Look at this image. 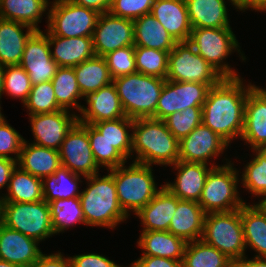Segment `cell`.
<instances>
[{"mask_svg":"<svg viewBox=\"0 0 266 267\" xmlns=\"http://www.w3.org/2000/svg\"><path fill=\"white\" fill-rule=\"evenodd\" d=\"M241 77L223 78L212 86L202 106V123L223 138L229 145L241 137L244 128L245 104L248 92Z\"/></svg>","mask_w":266,"mask_h":267,"instance_id":"obj_1","label":"cell"},{"mask_svg":"<svg viewBox=\"0 0 266 267\" xmlns=\"http://www.w3.org/2000/svg\"><path fill=\"white\" fill-rule=\"evenodd\" d=\"M135 152V153H134ZM132 162L145 165L172 166L179 158V140L168 130L164 120H133Z\"/></svg>","mask_w":266,"mask_h":267,"instance_id":"obj_2","label":"cell"},{"mask_svg":"<svg viewBox=\"0 0 266 267\" xmlns=\"http://www.w3.org/2000/svg\"><path fill=\"white\" fill-rule=\"evenodd\" d=\"M86 177L88 184L79 196L86 226L115 229L128 216L120 207L113 175ZM100 176V177H99Z\"/></svg>","mask_w":266,"mask_h":267,"instance_id":"obj_3","label":"cell"},{"mask_svg":"<svg viewBox=\"0 0 266 267\" xmlns=\"http://www.w3.org/2000/svg\"><path fill=\"white\" fill-rule=\"evenodd\" d=\"M166 79L133 73L113 79L123 111L130 119L154 118Z\"/></svg>","mask_w":266,"mask_h":267,"instance_id":"obj_4","label":"cell"},{"mask_svg":"<svg viewBox=\"0 0 266 267\" xmlns=\"http://www.w3.org/2000/svg\"><path fill=\"white\" fill-rule=\"evenodd\" d=\"M107 171L114 177L117 199L127 216L131 211L137 214L159 191L150 165L133 162Z\"/></svg>","mask_w":266,"mask_h":267,"instance_id":"obj_5","label":"cell"},{"mask_svg":"<svg viewBox=\"0 0 266 267\" xmlns=\"http://www.w3.org/2000/svg\"><path fill=\"white\" fill-rule=\"evenodd\" d=\"M188 42L224 78L241 77L235 69L224 62L233 51L239 53L241 60H246L232 28L192 29Z\"/></svg>","mask_w":266,"mask_h":267,"instance_id":"obj_6","label":"cell"},{"mask_svg":"<svg viewBox=\"0 0 266 267\" xmlns=\"http://www.w3.org/2000/svg\"><path fill=\"white\" fill-rule=\"evenodd\" d=\"M225 160L226 164L213 167L207 175L198 202L206 214L234 211L246 203L239 197V171L230 160Z\"/></svg>","mask_w":266,"mask_h":267,"instance_id":"obj_7","label":"cell"},{"mask_svg":"<svg viewBox=\"0 0 266 267\" xmlns=\"http://www.w3.org/2000/svg\"><path fill=\"white\" fill-rule=\"evenodd\" d=\"M0 222L39 243L55 235L50 208L45 200L32 203L1 202Z\"/></svg>","mask_w":266,"mask_h":267,"instance_id":"obj_8","label":"cell"},{"mask_svg":"<svg viewBox=\"0 0 266 267\" xmlns=\"http://www.w3.org/2000/svg\"><path fill=\"white\" fill-rule=\"evenodd\" d=\"M201 239L233 261L245 256L246 245L241 220V208L230 212L206 214Z\"/></svg>","mask_w":266,"mask_h":267,"instance_id":"obj_9","label":"cell"},{"mask_svg":"<svg viewBox=\"0 0 266 267\" xmlns=\"http://www.w3.org/2000/svg\"><path fill=\"white\" fill-rule=\"evenodd\" d=\"M47 15V28L52 35L65 38L92 37L100 13L71 0H53Z\"/></svg>","mask_w":266,"mask_h":267,"instance_id":"obj_10","label":"cell"},{"mask_svg":"<svg viewBox=\"0 0 266 267\" xmlns=\"http://www.w3.org/2000/svg\"><path fill=\"white\" fill-rule=\"evenodd\" d=\"M224 77L205 61L188 42H177L169 52L168 74L166 80L176 82H197L210 87L218 84Z\"/></svg>","mask_w":266,"mask_h":267,"instance_id":"obj_11","label":"cell"},{"mask_svg":"<svg viewBox=\"0 0 266 267\" xmlns=\"http://www.w3.org/2000/svg\"><path fill=\"white\" fill-rule=\"evenodd\" d=\"M61 165L83 178L99 174L88 137V124L77 122L67 133L59 149Z\"/></svg>","mask_w":266,"mask_h":267,"instance_id":"obj_12","label":"cell"},{"mask_svg":"<svg viewBox=\"0 0 266 267\" xmlns=\"http://www.w3.org/2000/svg\"><path fill=\"white\" fill-rule=\"evenodd\" d=\"M210 88L203 83L166 80L158 99L154 119L164 120L177 111L191 106H203Z\"/></svg>","mask_w":266,"mask_h":267,"instance_id":"obj_13","label":"cell"},{"mask_svg":"<svg viewBox=\"0 0 266 267\" xmlns=\"http://www.w3.org/2000/svg\"><path fill=\"white\" fill-rule=\"evenodd\" d=\"M95 55L104 57L109 52L125 46H134L133 20L112 15L100 14L93 33Z\"/></svg>","mask_w":266,"mask_h":267,"instance_id":"obj_14","label":"cell"},{"mask_svg":"<svg viewBox=\"0 0 266 267\" xmlns=\"http://www.w3.org/2000/svg\"><path fill=\"white\" fill-rule=\"evenodd\" d=\"M73 113L62 109L53 113L28 115L35 138L32 143L59 151L67 133L78 122V114Z\"/></svg>","mask_w":266,"mask_h":267,"instance_id":"obj_15","label":"cell"},{"mask_svg":"<svg viewBox=\"0 0 266 267\" xmlns=\"http://www.w3.org/2000/svg\"><path fill=\"white\" fill-rule=\"evenodd\" d=\"M228 146L223 138L201 123L179 140L178 160L208 164L210 159L221 156Z\"/></svg>","mask_w":266,"mask_h":267,"instance_id":"obj_16","label":"cell"},{"mask_svg":"<svg viewBox=\"0 0 266 267\" xmlns=\"http://www.w3.org/2000/svg\"><path fill=\"white\" fill-rule=\"evenodd\" d=\"M83 98L88 107L81 106V115H78L80 123L92 125L100 121L126 117L113 82L98 91L87 93Z\"/></svg>","mask_w":266,"mask_h":267,"instance_id":"obj_17","label":"cell"},{"mask_svg":"<svg viewBox=\"0 0 266 267\" xmlns=\"http://www.w3.org/2000/svg\"><path fill=\"white\" fill-rule=\"evenodd\" d=\"M209 164L178 160L173 165L178 171L175 181L166 182L164 186L179 199L199 202L208 173L213 167L221 166Z\"/></svg>","mask_w":266,"mask_h":267,"instance_id":"obj_18","label":"cell"},{"mask_svg":"<svg viewBox=\"0 0 266 267\" xmlns=\"http://www.w3.org/2000/svg\"><path fill=\"white\" fill-rule=\"evenodd\" d=\"M39 242L0 222V259L20 267H31L42 254Z\"/></svg>","mask_w":266,"mask_h":267,"instance_id":"obj_19","label":"cell"},{"mask_svg":"<svg viewBox=\"0 0 266 267\" xmlns=\"http://www.w3.org/2000/svg\"><path fill=\"white\" fill-rule=\"evenodd\" d=\"M150 13L176 42L189 40L192 26L185 0H154Z\"/></svg>","mask_w":266,"mask_h":267,"instance_id":"obj_20","label":"cell"},{"mask_svg":"<svg viewBox=\"0 0 266 267\" xmlns=\"http://www.w3.org/2000/svg\"><path fill=\"white\" fill-rule=\"evenodd\" d=\"M43 33L48 37L51 56L59 67L73 68L95 56L92 37L65 38L54 36L48 30Z\"/></svg>","mask_w":266,"mask_h":267,"instance_id":"obj_21","label":"cell"},{"mask_svg":"<svg viewBox=\"0 0 266 267\" xmlns=\"http://www.w3.org/2000/svg\"><path fill=\"white\" fill-rule=\"evenodd\" d=\"M177 203L178 197L160 185L153 199L135 214L141 220L142 231H168Z\"/></svg>","mask_w":266,"mask_h":267,"instance_id":"obj_22","label":"cell"},{"mask_svg":"<svg viewBox=\"0 0 266 267\" xmlns=\"http://www.w3.org/2000/svg\"><path fill=\"white\" fill-rule=\"evenodd\" d=\"M241 140L250 145L251 150L266 145V100L252 88L245 104L244 128Z\"/></svg>","mask_w":266,"mask_h":267,"instance_id":"obj_23","label":"cell"},{"mask_svg":"<svg viewBox=\"0 0 266 267\" xmlns=\"http://www.w3.org/2000/svg\"><path fill=\"white\" fill-rule=\"evenodd\" d=\"M205 215L198 202L178 198L177 209L168 231L186 242L200 240L203 236Z\"/></svg>","mask_w":266,"mask_h":267,"instance_id":"obj_24","label":"cell"},{"mask_svg":"<svg viewBox=\"0 0 266 267\" xmlns=\"http://www.w3.org/2000/svg\"><path fill=\"white\" fill-rule=\"evenodd\" d=\"M35 32L26 24L0 19V64L19 65L26 42Z\"/></svg>","mask_w":266,"mask_h":267,"instance_id":"obj_25","label":"cell"},{"mask_svg":"<svg viewBox=\"0 0 266 267\" xmlns=\"http://www.w3.org/2000/svg\"><path fill=\"white\" fill-rule=\"evenodd\" d=\"M235 7L234 0H228ZM192 29L231 28L225 0H185Z\"/></svg>","mask_w":266,"mask_h":267,"instance_id":"obj_26","label":"cell"},{"mask_svg":"<svg viewBox=\"0 0 266 267\" xmlns=\"http://www.w3.org/2000/svg\"><path fill=\"white\" fill-rule=\"evenodd\" d=\"M17 166L37 178L55 173L61 166L59 151L23 141Z\"/></svg>","mask_w":266,"mask_h":267,"instance_id":"obj_27","label":"cell"},{"mask_svg":"<svg viewBox=\"0 0 266 267\" xmlns=\"http://www.w3.org/2000/svg\"><path fill=\"white\" fill-rule=\"evenodd\" d=\"M137 244L142 255L182 261L187 242L169 231H142Z\"/></svg>","mask_w":266,"mask_h":267,"instance_id":"obj_28","label":"cell"},{"mask_svg":"<svg viewBox=\"0 0 266 267\" xmlns=\"http://www.w3.org/2000/svg\"><path fill=\"white\" fill-rule=\"evenodd\" d=\"M134 23V47H146L171 52L177 43L166 29L149 13Z\"/></svg>","mask_w":266,"mask_h":267,"instance_id":"obj_29","label":"cell"},{"mask_svg":"<svg viewBox=\"0 0 266 267\" xmlns=\"http://www.w3.org/2000/svg\"><path fill=\"white\" fill-rule=\"evenodd\" d=\"M50 0H0V19L16 21L40 31L43 13L49 11Z\"/></svg>","mask_w":266,"mask_h":267,"instance_id":"obj_30","label":"cell"},{"mask_svg":"<svg viewBox=\"0 0 266 267\" xmlns=\"http://www.w3.org/2000/svg\"><path fill=\"white\" fill-rule=\"evenodd\" d=\"M241 220L246 248L257 253L254 257H266V215L255 203H245L241 207Z\"/></svg>","mask_w":266,"mask_h":267,"instance_id":"obj_31","label":"cell"},{"mask_svg":"<svg viewBox=\"0 0 266 267\" xmlns=\"http://www.w3.org/2000/svg\"><path fill=\"white\" fill-rule=\"evenodd\" d=\"M8 192V193H7ZM1 202L32 203L44 200L42 179L22 170L19 166L13 170L9 186Z\"/></svg>","mask_w":266,"mask_h":267,"instance_id":"obj_32","label":"cell"},{"mask_svg":"<svg viewBox=\"0 0 266 267\" xmlns=\"http://www.w3.org/2000/svg\"><path fill=\"white\" fill-rule=\"evenodd\" d=\"M73 68L83 96L113 82L106 59L102 56L95 55Z\"/></svg>","mask_w":266,"mask_h":267,"instance_id":"obj_33","label":"cell"},{"mask_svg":"<svg viewBox=\"0 0 266 267\" xmlns=\"http://www.w3.org/2000/svg\"><path fill=\"white\" fill-rule=\"evenodd\" d=\"M81 175L71 172L67 167L60 166L54 174L42 179L44 200L49 203L59 199L79 197Z\"/></svg>","mask_w":266,"mask_h":267,"instance_id":"obj_34","label":"cell"},{"mask_svg":"<svg viewBox=\"0 0 266 267\" xmlns=\"http://www.w3.org/2000/svg\"><path fill=\"white\" fill-rule=\"evenodd\" d=\"M182 267H234V261L200 239L187 242Z\"/></svg>","mask_w":266,"mask_h":267,"instance_id":"obj_35","label":"cell"},{"mask_svg":"<svg viewBox=\"0 0 266 267\" xmlns=\"http://www.w3.org/2000/svg\"><path fill=\"white\" fill-rule=\"evenodd\" d=\"M58 105L62 109H76L80 112L81 104L78 99H83L79 89L76 74L72 67H59L51 80Z\"/></svg>","mask_w":266,"mask_h":267,"instance_id":"obj_36","label":"cell"},{"mask_svg":"<svg viewBox=\"0 0 266 267\" xmlns=\"http://www.w3.org/2000/svg\"><path fill=\"white\" fill-rule=\"evenodd\" d=\"M104 138L127 160L131 157L133 119L122 117L116 120L100 121L92 124Z\"/></svg>","mask_w":266,"mask_h":267,"instance_id":"obj_37","label":"cell"},{"mask_svg":"<svg viewBox=\"0 0 266 267\" xmlns=\"http://www.w3.org/2000/svg\"><path fill=\"white\" fill-rule=\"evenodd\" d=\"M55 234L64 233L75 224H85L79 197L59 199L48 203Z\"/></svg>","mask_w":266,"mask_h":267,"instance_id":"obj_38","label":"cell"},{"mask_svg":"<svg viewBox=\"0 0 266 267\" xmlns=\"http://www.w3.org/2000/svg\"><path fill=\"white\" fill-rule=\"evenodd\" d=\"M88 137L93 157L99 167H106V170H109L127 162V159L90 124H88Z\"/></svg>","mask_w":266,"mask_h":267,"instance_id":"obj_39","label":"cell"},{"mask_svg":"<svg viewBox=\"0 0 266 267\" xmlns=\"http://www.w3.org/2000/svg\"><path fill=\"white\" fill-rule=\"evenodd\" d=\"M252 152L255 156L243 168L240 183L254 197L259 198L266 194V155L260 149Z\"/></svg>","mask_w":266,"mask_h":267,"instance_id":"obj_40","label":"cell"},{"mask_svg":"<svg viewBox=\"0 0 266 267\" xmlns=\"http://www.w3.org/2000/svg\"><path fill=\"white\" fill-rule=\"evenodd\" d=\"M138 73L166 79L169 52L146 47H134Z\"/></svg>","mask_w":266,"mask_h":267,"instance_id":"obj_41","label":"cell"},{"mask_svg":"<svg viewBox=\"0 0 266 267\" xmlns=\"http://www.w3.org/2000/svg\"><path fill=\"white\" fill-rule=\"evenodd\" d=\"M23 106L28 109V115L53 113L62 110L57 103L51 81L33 85Z\"/></svg>","mask_w":266,"mask_h":267,"instance_id":"obj_42","label":"cell"},{"mask_svg":"<svg viewBox=\"0 0 266 267\" xmlns=\"http://www.w3.org/2000/svg\"><path fill=\"white\" fill-rule=\"evenodd\" d=\"M168 130L181 140L202 123V106H191L164 119Z\"/></svg>","mask_w":266,"mask_h":267,"instance_id":"obj_43","label":"cell"},{"mask_svg":"<svg viewBox=\"0 0 266 267\" xmlns=\"http://www.w3.org/2000/svg\"><path fill=\"white\" fill-rule=\"evenodd\" d=\"M3 94L19 98L24 104L31 91L32 84L29 75L20 65H7L4 67Z\"/></svg>","mask_w":266,"mask_h":267,"instance_id":"obj_44","label":"cell"},{"mask_svg":"<svg viewBox=\"0 0 266 267\" xmlns=\"http://www.w3.org/2000/svg\"><path fill=\"white\" fill-rule=\"evenodd\" d=\"M52 59L48 37L40 30L36 31L26 42L19 65L49 63Z\"/></svg>","mask_w":266,"mask_h":267,"instance_id":"obj_45","label":"cell"},{"mask_svg":"<svg viewBox=\"0 0 266 267\" xmlns=\"http://www.w3.org/2000/svg\"><path fill=\"white\" fill-rule=\"evenodd\" d=\"M111 77L133 74L137 72L134 46H125L104 56Z\"/></svg>","mask_w":266,"mask_h":267,"instance_id":"obj_46","label":"cell"},{"mask_svg":"<svg viewBox=\"0 0 266 267\" xmlns=\"http://www.w3.org/2000/svg\"><path fill=\"white\" fill-rule=\"evenodd\" d=\"M154 0H112L109 12L121 18L135 20L151 12Z\"/></svg>","mask_w":266,"mask_h":267,"instance_id":"obj_47","label":"cell"},{"mask_svg":"<svg viewBox=\"0 0 266 267\" xmlns=\"http://www.w3.org/2000/svg\"><path fill=\"white\" fill-rule=\"evenodd\" d=\"M24 140L6 119L0 123V157L18 161Z\"/></svg>","mask_w":266,"mask_h":267,"instance_id":"obj_48","label":"cell"},{"mask_svg":"<svg viewBox=\"0 0 266 267\" xmlns=\"http://www.w3.org/2000/svg\"><path fill=\"white\" fill-rule=\"evenodd\" d=\"M21 67L29 75L32 86L51 81L59 68L53 59L49 63L29 64V66Z\"/></svg>","mask_w":266,"mask_h":267,"instance_id":"obj_49","label":"cell"},{"mask_svg":"<svg viewBox=\"0 0 266 267\" xmlns=\"http://www.w3.org/2000/svg\"><path fill=\"white\" fill-rule=\"evenodd\" d=\"M69 258L72 267H122L113 260L97 253L80 254L69 256Z\"/></svg>","mask_w":266,"mask_h":267,"instance_id":"obj_50","label":"cell"},{"mask_svg":"<svg viewBox=\"0 0 266 267\" xmlns=\"http://www.w3.org/2000/svg\"><path fill=\"white\" fill-rule=\"evenodd\" d=\"M129 267H182V261L168 258L142 255Z\"/></svg>","mask_w":266,"mask_h":267,"instance_id":"obj_51","label":"cell"},{"mask_svg":"<svg viewBox=\"0 0 266 267\" xmlns=\"http://www.w3.org/2000/svg\"><path fill=\"white\" fill-rule=\"evenodd\" d=\"M31 267H72L69 256L64 257L61 252L41 254Z\"/></svg>","mask_w":266,"mask_h":267,"instance_id":"obj_52","label":"cell"},{"mask_svg":"<svg viewBox=\"0 0 266 267\" xmlns=\"http://www.w3.org/2000/svg\"><path fill=\"white\" fill-rule=\"evenodd\" d=\"M16 166L17 161L0 157V189H8L11 174Z\"/></svg>","mask_w":266,"mask_h":267,"instance_id":"obj_53","label":"cell"},{"mask_svg":"<svg viewBox=\"0 0 266 267\" xmlns=\"http://www.w3.org/2000/svg\"><path fill=\"white\" fill-rule=\"evenodd\" d=\"M76 5L92 9L100 14L109 12L112 0H71Z\"/></svg>","mask_w":266,"mask_h":267,"instance_id":"obj_54","label":"cell"},{"mask_svg":"<svg viewBox=\"0 0 266 267\" xmlns=\"http://www.w3.org/2000/svg\"><path fill=\"white\" fill-rule=\"evenodd\" d=\"M235 2V9H238L237 11H243L250 9L259 11V12H265L266 11V0H234Z\"/></svg>","mask_w":266,"mask_h":267,"instance_id":"obj_55","label":"cell"},{"mask_svg":"<svg viewBox=\"0 0 266 267\" xmlns=\"http://www.w3.org/2000/svg\"><path fill=\"white\" fill-rule=\"evenodd\" d=\"M234 267H266V257H253L250 260L243 256L234 261Z\"/></svg>","mask_w":266,"mask_h":267,"instance_id":"obj_56","label":"cell"},{"mask_svg":"<svg viewBox=\"0 0 266 267\" xmlns=\"http://www.w3.org/2000/svg\"><path fill=\"white\" fill-rule=\"evenodd\" d=\"M4 67L3 65L0 64V99L3 94V82H4Z\"/></svg>","mask_w":266,"mask_h":267,"instance_id":"obj_57","label":"cell"},{"mask_svg":"<svg viewBox=\"0 0 266 267\" xmlns=\"http://www.w3.org/2000/svg\"><path fill=\"white\" fill-rule=\"evenodd\" d=\"M256 205L262 210V212L266 215V194L261 197Z\"/></svg>","mask_w":266,"mask_h":267,"instance_id":"obj_58","label":"cell"},{"mask_svg":"<svg viewBox=\"0 0 266 267\" xmlns=\"http://www.w3.org/2000/svg\"><path fill=\"white\" fill-rule=\"evenodd\" d=\"M252 86L266 100V89H262V87L260 88L259 86H256L254 84Z\"/></svg>","mask_w":266,"mask_h":267,"instance_id":"obj_59","label":"cell"},{"mask_svg":"<svg viewBox=\"0 0 266 267\" xmlns=\"http://www.w3.org/2000/svg\"><path fill=\"white\" fill-rule=\"evenodd\" d=\"M0 267H20L18 265L9 263L8 261L0 259Z\"/></svg>","mask_w":266,"mask_h":267,"instance_id":"obj_60","label":"cell"},{"mask_svg":"<svg viewBox=\"0 0 266 267\" xmlns=\"http://www.w3.org/2000/svg\"><path fill=\"white\" fill-rule=\"evenodd\" d=\"M4 120H5V116H4V114L2 115L1 104H0V123H2Z\"/></svg>","mask_w":266,"mask_h":267,"instance_id":"obj_61","label":"cell"},{"mask_svg":"<svg viewBox=\"0 0 266 267\" xmlns=\"http://www.w3.org/2000/svg\"><path fill=\"white\" fill-rule=\"evenodd\" d=\"M266 155V145L260 149Z\"/></svg>","mask_w":266,"mask_h":267,"instance_id":"obj_62","label":"cell"}]
</instances>
